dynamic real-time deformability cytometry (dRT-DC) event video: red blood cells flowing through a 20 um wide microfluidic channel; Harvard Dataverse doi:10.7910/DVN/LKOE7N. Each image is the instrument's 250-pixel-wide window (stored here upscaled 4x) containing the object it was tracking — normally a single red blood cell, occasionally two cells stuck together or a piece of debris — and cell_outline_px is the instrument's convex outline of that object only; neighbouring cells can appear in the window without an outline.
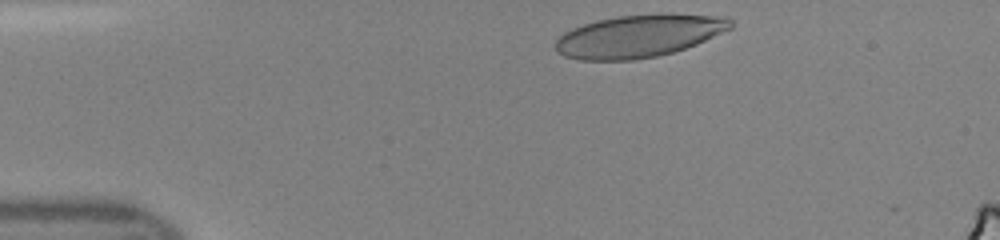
{"species": "human", "species_latin": "Homo sapiens", "temperature_condition": "room temperature", "stored_images_in_passage": 40, "camera_frame_rate_fps": 3000, "um_per_image_px": 0.085, "donor": {"sex": "female"}, "frame": {"image": 1, "passage_image": 1, "time_ms": 0.0, "image_size_px": [1000, 240], "cell_outline_px": [[732, 28], [696, 44], [672, 52], [656, 56], [632, 60], [580, 60], [564, 56], [556, 52], [556, 40], [564, 32], [572, 28], [596, 20], [620, 16], [660, 12], [668, 12], [728, 16], [732, 20]], "centroid_in_image_um": [54.34, 3.03], "position_along_channel_um": 30.7, "area_um2": 43.93}}
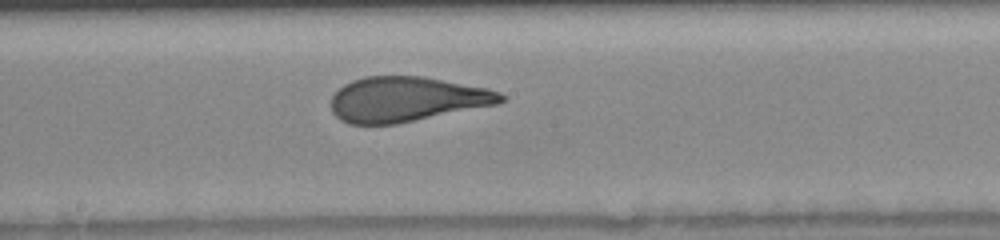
{"frame": {"image": 2, "passage_image": 18, "time_ms": 5.667, "image_size_px": [1000, 240], "cell_outline_px": [[504, 100], [500, 104], [396, 124], [348, 124], [340, 120], [332, 112], [332, 96], [344, 84], [352, 80], [364, 76], [424, 76], [488, 88], [500, 92], [504, 96]], "centroid_in_image_um": [34.58, 8.43], "position_along_channel_um": 213.6, "area_um2": 44.68}}
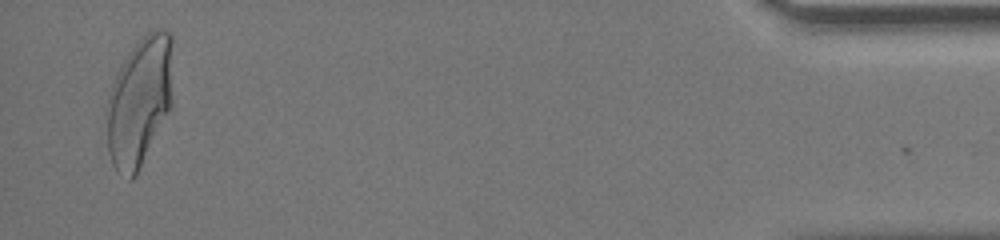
{"frame": {"image": 3, "passage_image": 38, "time_ms": 12.333, "image_size_px": [1000, 240], "cell_outline_px": [[172, 104], [168, 112], [132, 180], [128, 180], [112, 164], [108, 152], [104, 112], [104, 108], [112, 84], [124, 60], [132, 48], [152, 28], [160, 28], [172, 32]], "centroid_in_image_um": [11.84, 8.57], "position_along_channel_um": 423.4, "area_um2": 49.94}}